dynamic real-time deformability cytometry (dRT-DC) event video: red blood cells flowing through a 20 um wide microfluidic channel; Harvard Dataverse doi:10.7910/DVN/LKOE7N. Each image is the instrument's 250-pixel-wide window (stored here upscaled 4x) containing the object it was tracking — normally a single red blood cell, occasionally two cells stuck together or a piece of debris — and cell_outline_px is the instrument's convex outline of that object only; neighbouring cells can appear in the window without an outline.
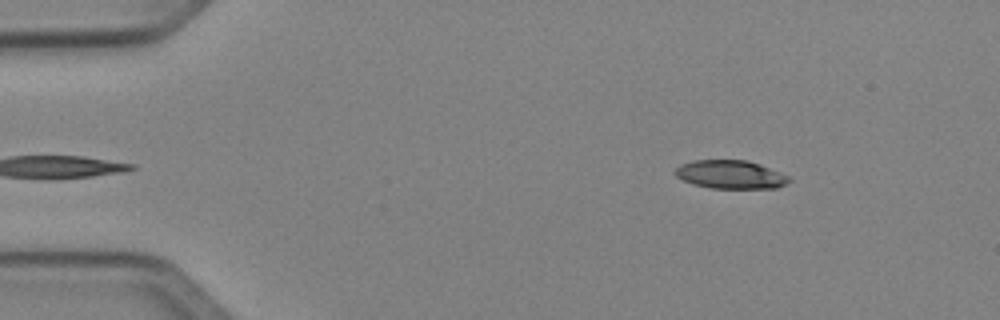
{"species": "Egyptian fruit bat (a non-hibernating species)", "species_latin": "Rousettus aegyptiacus", "temperature_condition": "cold", "stored_images_in_passage": 44, "camera_frame_rate_fps": 3000, "um_per_image_px": 0.085, "animal": {"sex": "female"}, "frame": {"image": 1, "passage_image": 1, "time_ms": 0.0, "image_size_px": [1000, 320], "cell_outline_px": [[792, 180], [788, 184], [776, 188], [708, 188], [692, 184], [676, 176], [672, 172], [680, 164], [692, 160], [748, 160], [760, 164], [780, 172], [788, 176]], "centroid_in_image_um": [62.09, 14.83], "position_along_channel_um": 22.9, "area_um2": 19.07}}
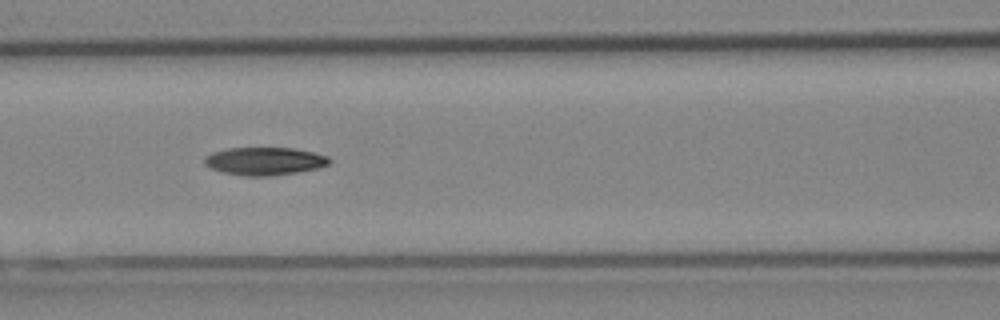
{"frame": {"image": 2, "passage_image": 16, "time_ms": 5.0, "image_size_px": [1000, 320], "cell_outline_px": [[332, 160], [328, 164], [316, 168], [296, 172], [272, 176], [244, 176], [224, 172], [212, 168], [204, 164], [204, 160], [212, 152], [228, 148], [292, 148], [312, 152], [328, 156]], "centroid_in_image_um": [22.5, 13.7], "position_along_channel_um": 144.1, "area_um2": 20.06}}
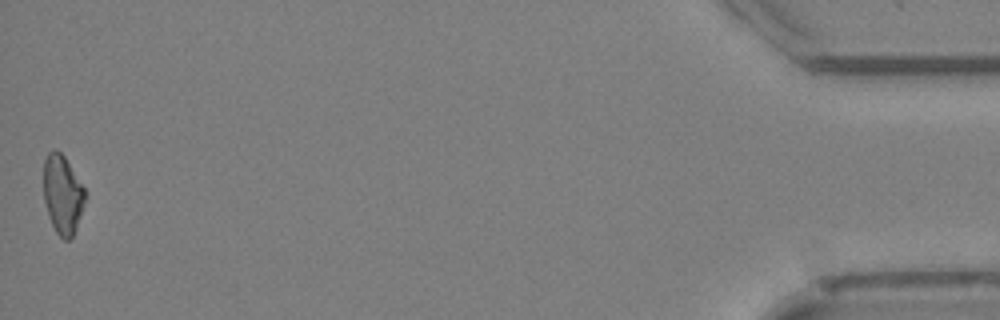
{"frame": {"image": 3, "passage_image": 44, "time_ms": 14.333, "image_size_px": [1000, 320], "cell_outline_px": [[88, 196], [76, 228], [72, 236], [68, 240], [64, 240], [56, 232], [48, 216], [44, 200], [44, 160], [48, 152], [52, 148], [56, 148], [64, 156], [88, 192]], "centroid_in_image_um": [5.34, 16.51], "position_along_channel_um": 429.9, "area_um2": 19.42}, "authors_computed_cell_mechanics": {"area_um2": 19.7098, "velocity_mm_per_s": 4.0707, "shape_relaxation_time_tau1_ms": 4.9516, "shape_relaxation_time_tau2_ms": null, "deformation_change_tau1": 0.1431, "deformation_change_tau2": null}}